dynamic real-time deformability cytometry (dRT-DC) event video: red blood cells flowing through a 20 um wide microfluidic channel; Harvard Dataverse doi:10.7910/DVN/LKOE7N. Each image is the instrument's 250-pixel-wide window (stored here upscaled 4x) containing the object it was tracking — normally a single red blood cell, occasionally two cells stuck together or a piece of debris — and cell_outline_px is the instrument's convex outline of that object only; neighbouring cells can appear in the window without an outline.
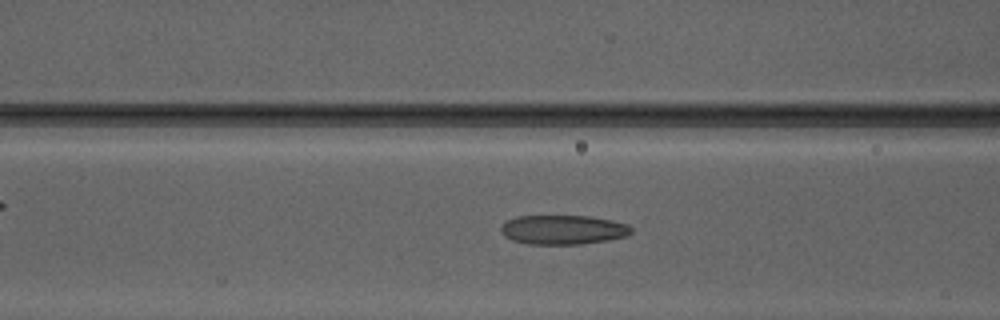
{"species": "Egyptian fruit bat (a non-hibernating species)", "species_latin": "Rousettus aegyptiacus", "temperature_condition": "warm", "stored_images_in_passage": 50, "camera_frame_rate_fps": 3000, "um_per_image_px": 0.085, "animal": {"sex": "male"}, "frame": {"image": 1, "passage_image": 21, "time_ms": 6.667, "image_size_px": [1000, 320], "cell_outline_px": [[632, 232], [628, 236], [608, 240], [580, 244], [528, 244], [512, 240], [504, 236], [500, 232], [500, 228], [508, 220], [516, 216], [588, 216], [612, 220], [628, 224], [632, 228]], "centroid_in_image_um": [47.87, 19.53], "position_along_channel_um": 118.7, "area_um2": 22.37}}
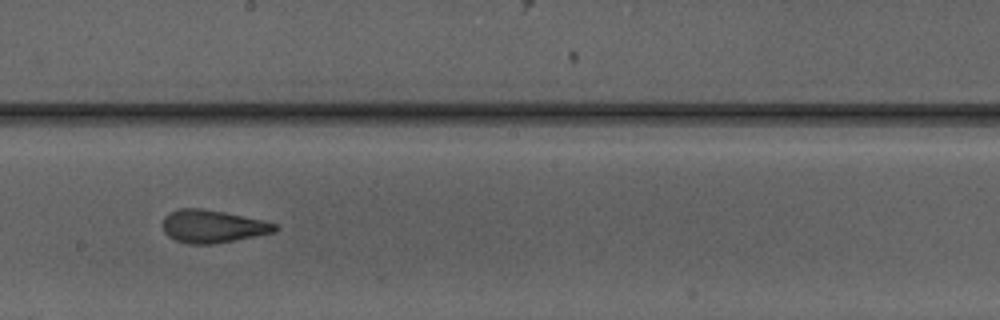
{"frame": {"image": 2, "passage_image": 29, "time_ms": 9.333, "image_size_px": [1000, 320], "cell_outline_px": [[280, 228], [276, 232], [212, 244], [188, 244], [176, 240], [168, 236], [164, 232], [164, 216], [168, 212], [180, 208], [200, 208], [224, 212], [260, 220], [276, 224]], "centroid_in_image_um": [18.06, 19.24], "position_along_channel_um": 230.1, "area_um2": 21.27}}
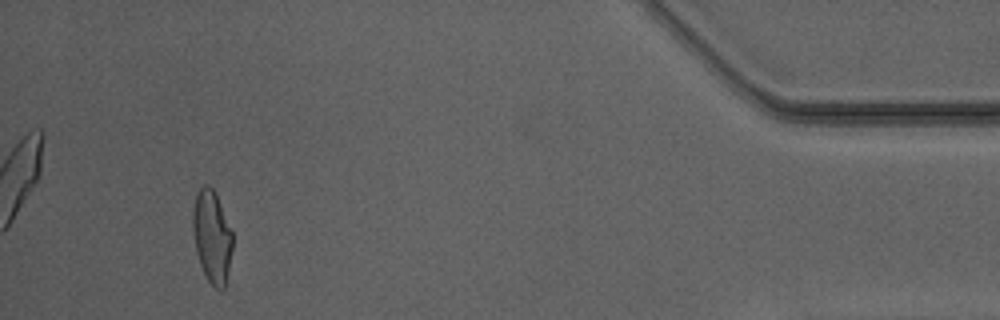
{"frame": {"image": 3, "passage_image": 47, "time_ms": 15.333, "image_size_px": [1000, 320], "cell_outline_px": [[232, 248], [228, 272], [224, 288], [216, 288], [208, 280], [200, 264], [196, 252], [192, 228], [192, 212], [196, 196], [200, 188], [204, 184], [208, 184], [212, 188], [216, 196], [232, 232]], "centroid_in_image_um": [18.0, 20.11], "position_along_channel_um": 417.2, "area_um2": 20.98}, "authors_computed_cell_mechanics": {"area_um2": 22.253, "velocity_mm_per_s": 4.1708, "shape_relaxation_time_tau1_ms": 4.572, "shape_relaxation_time_tau2_ms": 1.2598, "deformation_change_tau1": 0.1603, "deformation_change_tau2": 0.091}}